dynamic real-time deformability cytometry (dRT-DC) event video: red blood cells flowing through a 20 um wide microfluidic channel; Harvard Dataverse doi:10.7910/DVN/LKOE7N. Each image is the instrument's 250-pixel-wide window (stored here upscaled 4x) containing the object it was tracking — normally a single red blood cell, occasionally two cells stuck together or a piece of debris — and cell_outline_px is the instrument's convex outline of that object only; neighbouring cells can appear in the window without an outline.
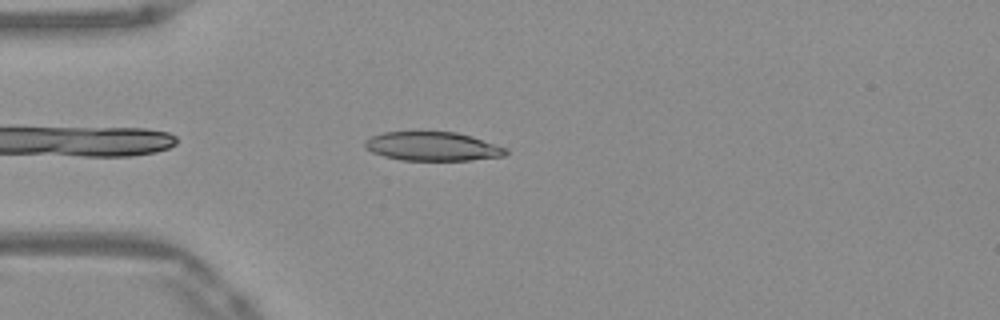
{"species": "Egyptian fruit bat (a non-hibernating species)", "species_latin": "Rousettus aegyptiacus", "temperature_condition": "warm", "stored_images_in_passage": 21, "camera_frame_rate_fps": 3000, "um_per_image_px": 0.085, "frame": {"image": 1, "passage_image": 4, "time_ms": 1.0, "image_size_px": [1000, 320], "cell_outline_px": [[508, 152], [504, 156], [472, 160], [400, 160], [384, 156], [372, 152], [364, 148], [364, 140], [372, 136], [384, 132], [456, 132], [472, 136], [508, 148]], "centroid_in_image_um": [36.77, 12.44], "position_along_channel_um": 48.2, "area_um2": 23.81}}
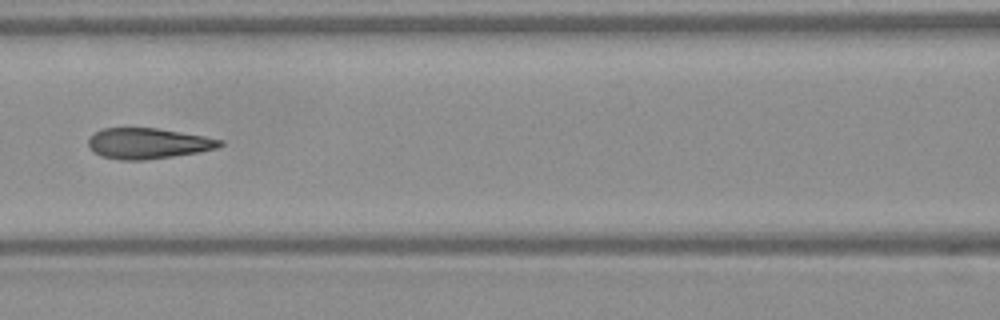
{"frame": {"image": 2, "passage_image": 13, "time_ms": 4.0, "image_size_px": [1000, 320], "cell_outline_px": [[224, 144], [216, 148], [196, 152], [172, 156], [144, 160], [120, 160], [100, 156], [92, 152], [88, 148], [88, 140], [96, 132], [104, 128], [156, 128], [204, 136], [224, 140]], "centroid_in_image_um": [12.55, 12.19], "position_along_channel_um": 154.1, "area_um2": 23.41}}
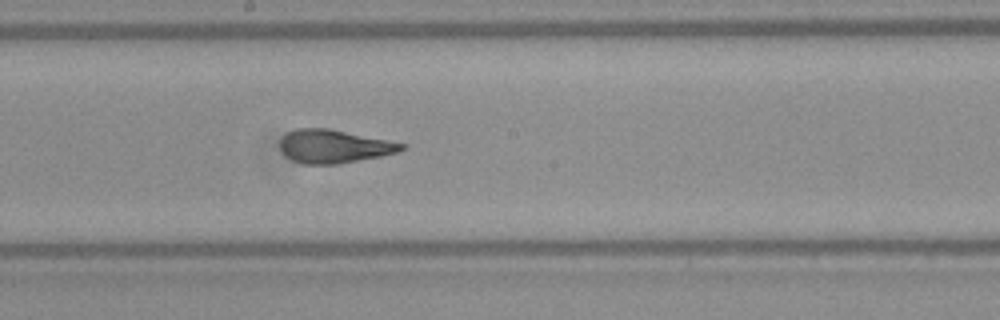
{"frame": {"image": 3, "passage_image": 18, "time_ms": 5.667, "image_size_px": [1000, 320], "cell_outline_px": [[408, 144], [404, 148], [396, 152], [380, 156], [336, 164], [304, 164], [292, 160], [280, 148], [280, 136], [284, 132], [292, 128], [328, 128]], "centroid_in_image_um": [28.33, 12.42], "position_along_channel_um": 219.9, "area_um2": 23.58}}